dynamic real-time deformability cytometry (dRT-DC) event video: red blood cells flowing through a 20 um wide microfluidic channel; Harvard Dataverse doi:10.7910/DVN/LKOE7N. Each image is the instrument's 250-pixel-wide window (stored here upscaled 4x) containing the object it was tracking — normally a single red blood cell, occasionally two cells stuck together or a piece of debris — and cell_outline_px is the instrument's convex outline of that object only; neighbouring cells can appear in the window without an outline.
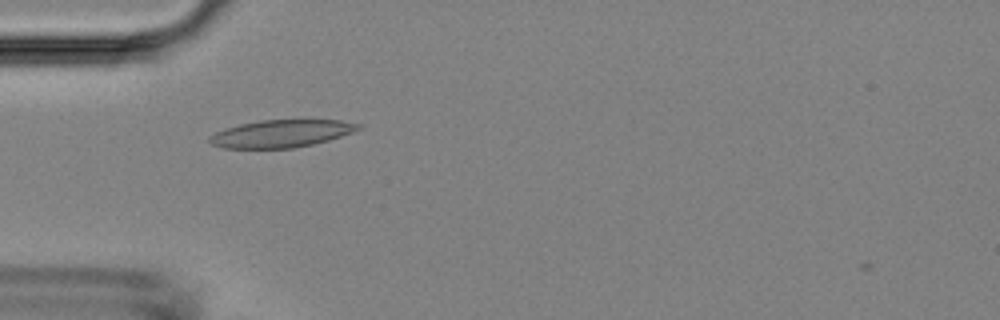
{"species": "Egyptian fruit bat (a non-hibernating species)", "species_latin": "Rousettus aegyptiacus", "temperature_condition": "room temperature", "stored_images_in_passage": 37, "camera_frame_rate_fps": 3000, "um_per_image_px": 0.085, "animal": {"sex": "female"}, "frame": {"image": 1, "passage_image": 3, "time_ms": 0.667, "image_size_px": [1000, 320], "cell_outline_px": [[364, 128], [328, 140], [312, 144], [292, 148], [220, 148], [212, 144], [208, 140], [208, 136], [224, 128], [240, 124], [260, 120], [340, 120], [364, 124]], "centroid_in_image_um": [23.91, 11.35], "position_along_channel_um": 61.1, "area_um2": 23.93}}
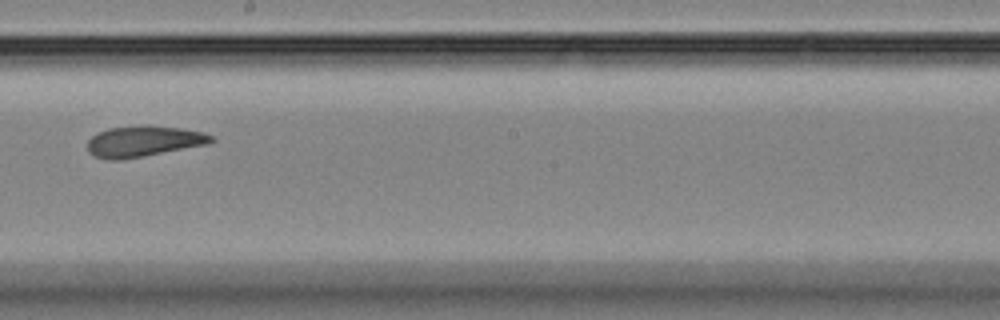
{"frame": {"image": 2, "passage_image": 16, "time_ms": 5.0, "image_size_px": [1000, 320], "cell_outline_px": [[216, 140], [208, 144], [144, 156], [120, 160], [108, 160], [92, 156], [88, 152], [88, 140], [92, 136], [108, 128], [144, 124], [148, 124], [180, 128], [204, 132], [212, 136]], "centroid_in_image_um": [12.2, 12.0], "position_along_channel_um": 236.0, "area_um2": 22.54}}
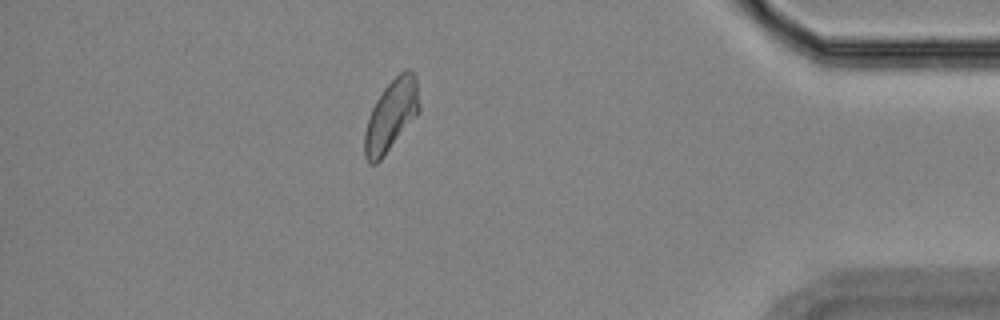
{"frame": {"image": 3, "passage_image": 31, "time_ms": 10.0, "image_size_px": [1000, 320], "cell_outline_px": [[420, 112], [384, 156], [376, 164], [368, 164], [364, 156], [364, 132], [368, 116], [376, 100], [384, 88], [404, 68], [408, 68], [416, 76], [420, 104]], "centroid_in_image_um": [33.25, 9.82], "position_along_channel_um": 402.0, "area_um2": 22.95}}